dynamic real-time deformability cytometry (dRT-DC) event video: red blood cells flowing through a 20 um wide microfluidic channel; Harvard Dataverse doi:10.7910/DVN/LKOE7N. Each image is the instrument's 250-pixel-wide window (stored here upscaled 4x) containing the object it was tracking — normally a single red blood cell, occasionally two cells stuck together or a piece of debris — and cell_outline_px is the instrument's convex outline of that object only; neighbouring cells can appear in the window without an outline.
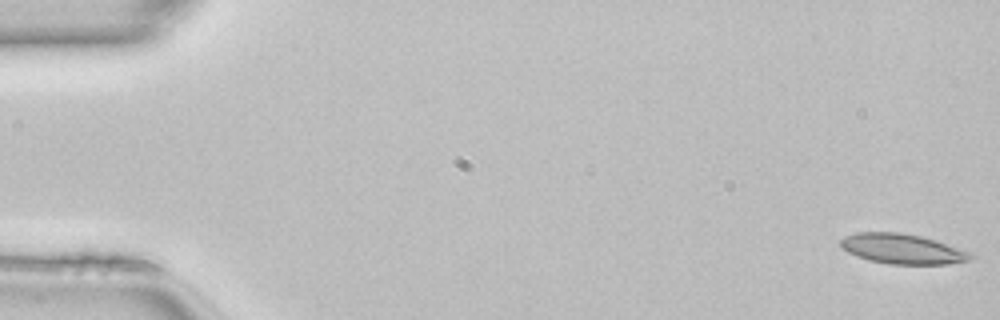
{"species": "common noctule bat (a hibernating species)", "species_latin": "Nyctalus noctula", "temperature_condition": "room temperature", "stored_images_in_passage": 12, "camera_frame_rate_fps": 3000, "um_per_image_px": 0.085, "animal": {"sex": "female", "body_mass_g": 22.7, "forearm_length_mm": 54.2}, "frame": {"image": 1, "passage_image": 1, "time_ms": 0.0, "image_size_px": [1000, 320], "cell_outline_px": [[976, 256], [972, 260], [948, 264], [888, 264], [868, 260], [856, 256], [840, 248], [840, 240], [844, 236], [856, 232], [900, 232], [920, 236], [936, 240], [972, 252]], "centroid_in_image_um": [76.72, 21.16], "position_along_channel_um": 8.3, "area_um2": 23.12}}